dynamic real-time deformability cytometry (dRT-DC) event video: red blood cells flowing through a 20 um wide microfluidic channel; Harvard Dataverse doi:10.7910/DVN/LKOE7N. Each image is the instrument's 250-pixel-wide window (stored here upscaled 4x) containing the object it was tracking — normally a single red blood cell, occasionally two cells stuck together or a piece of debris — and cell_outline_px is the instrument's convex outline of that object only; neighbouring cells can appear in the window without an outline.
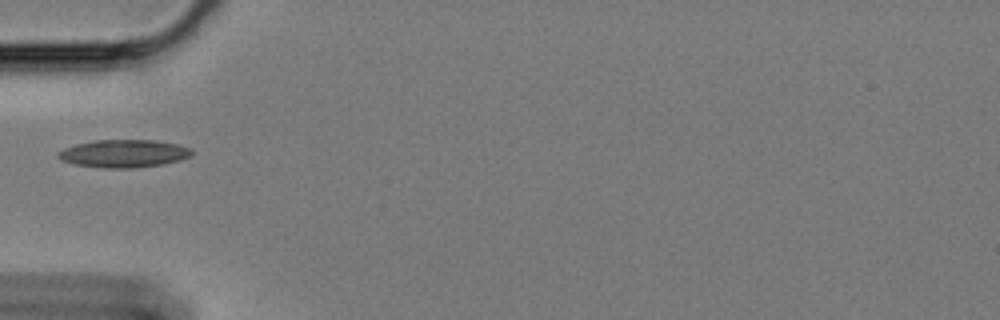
{"species": "Egyptian fruit bat (a non-hibernating species)", "species_latin": "Rousettus aegyptiacus", "temperature_condition": "cold", "stored_images_in_passage": 13, "camera_frame_rate_fps": 3000, "um_per_image_px": 0.085, "animal": {"sex": "female"}, "frame": {"image": 1, "passage_image": 1, "time_ms": 0.0, "image_size_px": [1000, 320], "cell_outline_px": [[192, 156], [180, 160], [164, 164], [132, 168], [104, 168], [76, 164], [60, 160], [56, 156], [56, 152], [64, 148], [76, 144], [96, 140], [156, 140], [180, 144], [192, 148]], "centroid_in_image_um": [10.54, 13.04], "position_along_channel_um": 74.5, "area_um2": 21.85}}
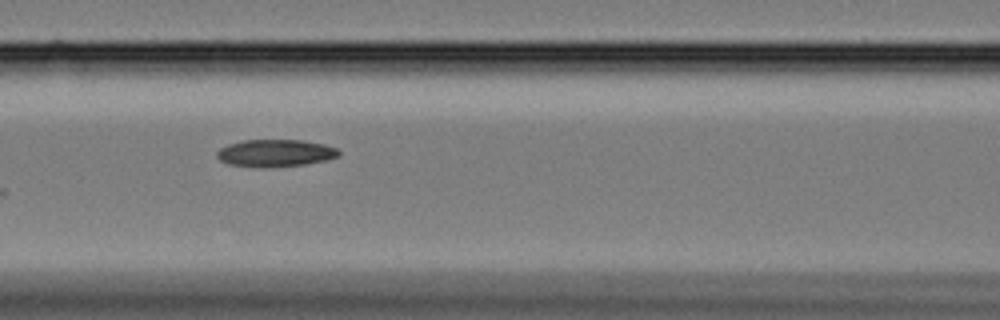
{"frame": {"image": 2, "passage_image": 7, "time_ms": 2.0, "image_size_px": [1000, 320], "cell_outline_px": [[340, 156], [324, 160], [304, 164], [228, 164], [220, 160], [216, 156], [216, 152], [220, 148], [228, 144], [244, 140], [300, 140], [324, 144], [336, 148], [340, 152]], "centroid_in_image_um": [23.42, 12.95], "position_along_channel_um": 143.2, "area_um2": 18.21}}
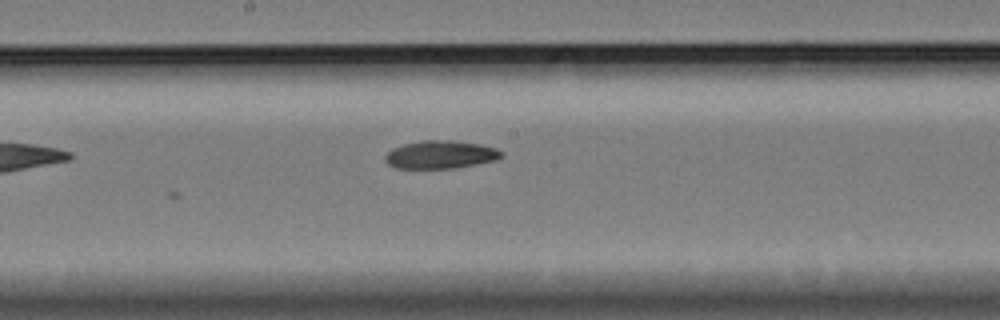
{"frame": {"image": 3, "passage_image": 13, "time_ms": 4.0, "image_size_px": [1000, 320], "cell_outline_px": [[504, 156], [496, 160], [456, 168], [396, 168], [388, 164], [384, 160], [384, 156], [392, 148], [404, 144], [424, 140], [456, 140], [480, 144], [496, 148], [504, 152]], "centroid_in_image_um": [37.47, 13.14], "position_along_channel_um": 210.7, "area_um2": 19.13}}